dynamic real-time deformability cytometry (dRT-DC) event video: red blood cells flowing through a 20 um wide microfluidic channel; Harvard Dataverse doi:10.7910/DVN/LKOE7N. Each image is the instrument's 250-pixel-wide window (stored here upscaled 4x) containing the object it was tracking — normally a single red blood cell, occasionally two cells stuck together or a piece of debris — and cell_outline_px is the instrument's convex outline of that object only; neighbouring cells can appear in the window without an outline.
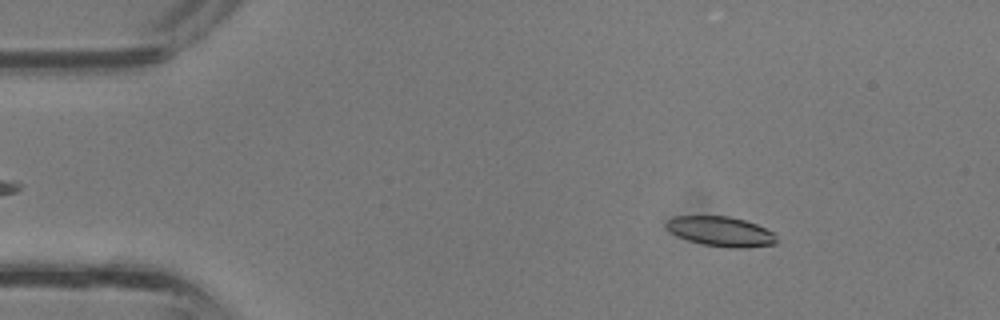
{"species": "common noctule bat (a hibernating species)", "species_latin": "Nyctalus noctula", "temperature_condition": "room temperature", "stored_images_in_passage": 37, "camera_frame_rate_fps": 3000, "um_per_image_px": 0.085, "animal": {"sex": "male", "body_mass_g": 13.3}, "frame": {"image": 1, "passage_image": 5, "time_ms": 1.333, "image_size_px": [1000, 320], "cell_outline_px": [[776, 244], [744, 248], [728, 248], [704, 244], [688, 240], [672, 232], [664, 224], [672, 216], [728, 216], [744, 220], [756, 224], [772, 232], [776, 236]], "centroid_in_image_um": [61.28, 19.67], "position_along_channel_um": 23.7, "area_um2": 18.96}}
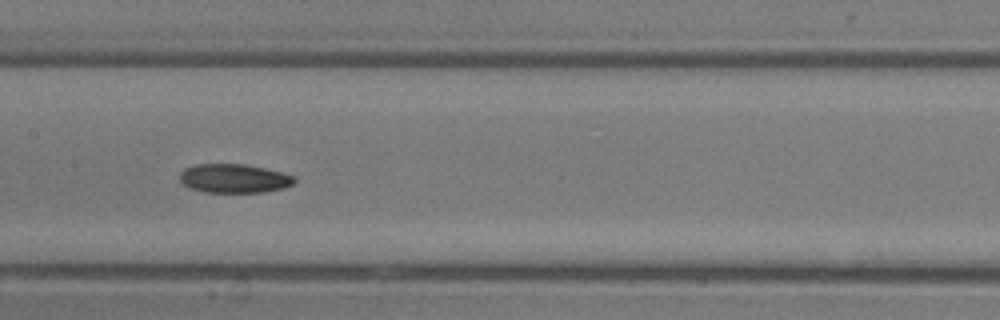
{"frame": {"image": 2, "passage_image": 18, "time_ms": 5.667, "image_size_px": [1000, 320], "cell_outline_px": [[296, 180], [292, 184], [284, 188], [260, 192], [204, 192], [188, 188], [180, 180], [180, 172], [184, 168], [196, 164], [244, 164], [264, 168], [296, 176]], "centroid_in_image_um": [19.87, 15.16], "position_along_channel_um": 187.5, "area_um2": 19.31}}
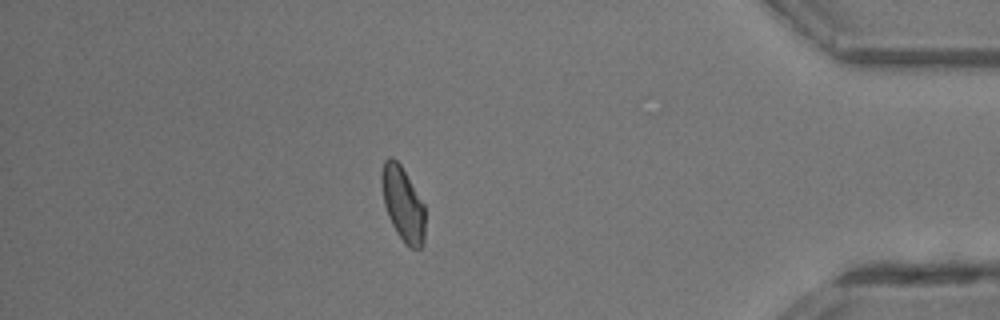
{"frame": {"image": 3, "passage_image": 32, "time_ms": 10.333, "image_size_px": [1000, 320], "cell_outline_px": [[424, 244], [420, 248], [408, 248], [404, 244], [396, 232], [388, 216], [384, 204], [380, 180], [380, 176], [384, 160], [388, 156], [392, 156], [400, 164], [424, 204]], "centroid_in_image_um": [34.22, 17.34], "position_along_channel_um": 401.0, "area_um2": 18.96}}